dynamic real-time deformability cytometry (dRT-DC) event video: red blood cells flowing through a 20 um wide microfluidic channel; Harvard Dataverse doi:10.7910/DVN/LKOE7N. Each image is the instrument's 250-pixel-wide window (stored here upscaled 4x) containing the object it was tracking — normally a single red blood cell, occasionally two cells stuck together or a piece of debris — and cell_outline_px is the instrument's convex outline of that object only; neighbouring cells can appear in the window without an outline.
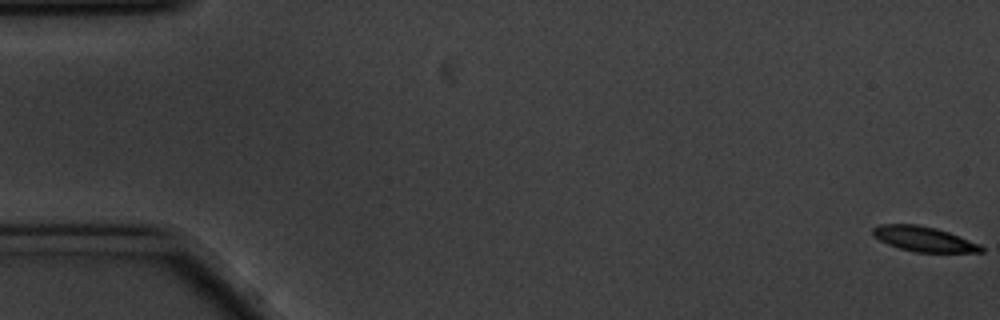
{"species": "common noctule bat (a hibernating species)", "species_latin": "Nyctalus noctula", "temperature_condition": "cold", "stored_images_in_passage": 60, "segment_of_instrument_passage": [1, 2], "camera_frame_rate_fps": 3000, "um_per_image_px": 0.085, "animal": {"sex": "male", "body_mass_g": 20.1, "forearm_length_mm": 53.5}, "frame": {"image": 1, "passage_image": 1, "time_ms": 0.0, "image_size_px": [1000, 320], "cell_outline_px": [[984, 252], [916, 252], [900, 248], [888, 244], [880, 240], [872, 232], [872, 228], [880, 224], [916, 224], [936, 228], [948, 232], [980, 244], [984, 248]], "centroid_in_image_um": [78.54, 20.31], "position_along_channel_um": 6.5, "area_um2": 15.61}}
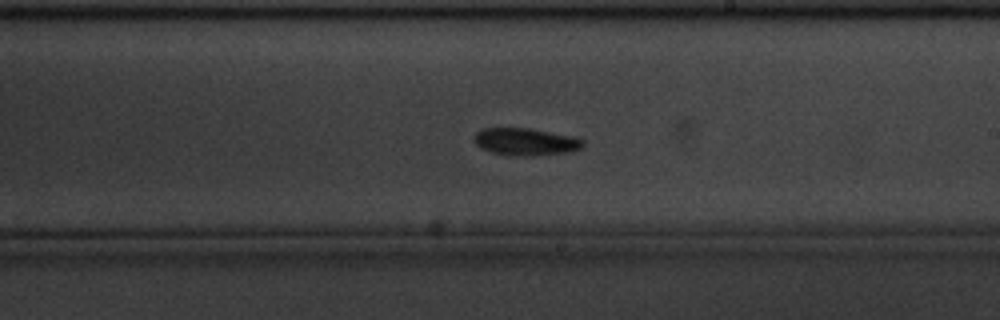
{"frame": {"image": 2, "passage_image": 34, "time_ms": 11.0, "image_size_px": [1000, 320], "cell_outline_px": [[584, 148], [572, 152], [536, 156], [520, 156], [492, 152], [480, 148], [472, 140], [472, 136], [476, 132], [484, 128], [532, 128], [572, 136], [584, 140]], "centroid_in_image_um": [44.7, 12.05], "position_along_channel_um": 244.3, "area_um2": 17.69}}
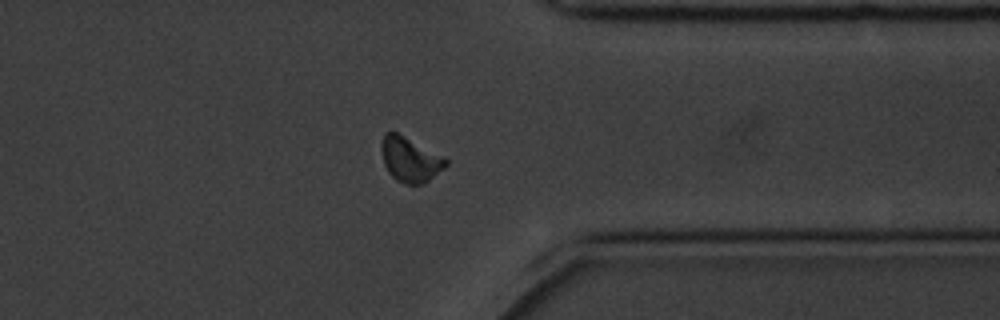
{"frame": {"image": 3, "passage_image": 46, "time_ms": 15.0, "image_size_px": [1000, 320], "cell_outline_px": [[448, 164], [444, 168], [424, 184], [404, 184], [396, 180], [388, 172], [384, 164], [380, 148], [380, 144], [384, 132], [396, 132], [444, 156], [448, 160]], "centroid_in_image_um": [34.84, 13.56], "position_along_channel_um": 376.6, "area_um2": 16.94}}